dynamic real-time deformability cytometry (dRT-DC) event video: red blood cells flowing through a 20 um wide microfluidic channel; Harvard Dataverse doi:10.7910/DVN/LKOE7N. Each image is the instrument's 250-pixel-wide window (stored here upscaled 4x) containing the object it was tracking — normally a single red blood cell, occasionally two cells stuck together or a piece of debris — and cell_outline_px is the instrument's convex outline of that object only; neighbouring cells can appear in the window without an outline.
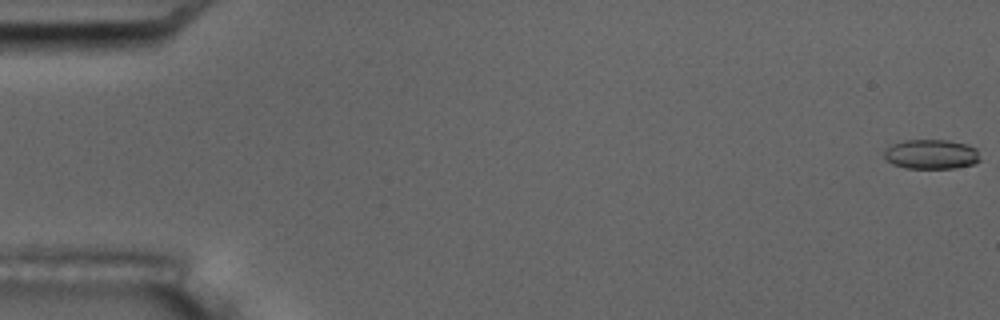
{"species": "common noctule bat (a hibernating species)", "species_latin": "Nyctalus noctula", "temperature_condition": "room temperature", "stored_images_in_passage": 6, "camera_frame_rate_fps": 3000, "um_per_image_px": 0.085, "animal": {"sex": "male", "body_mass_g": 17.5, "forearm_length_mm": 52.3}, "frame": {"image": 1, "passage_image": 1, "time_ms": 0.0, "image_size_px": [1000, 320], "cell_outline_px": [[980, 160], [976, 164], [952, 168], [904, 168], [892, 164], [884, 156], [884, 148], [892, 144], [904, 140], [948, 140], [968, 144], [976, 148]], "centroid_in_image_um": [79.15, 13.11], "position_along_channel_um": 5.8, "area_um2": 16.7}}
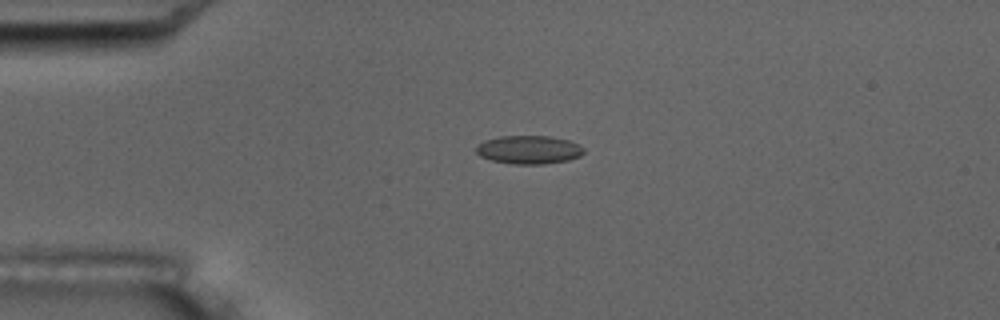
{"frame": {"image": 2, "passage_image": 5, "time_ms": 4.667, "image_size_px": [1000, 320], "cell_outline_px": [[584, 152], [580, 156], [568, 160], [544, 164], [512, 164], [492, 160], [480, 156], [476, 152], [476, 144], [484, 140], [500, 136], [552, 136], [568, 140], [580, 144], [584, 148]], "centroid_in_image_um": [44.95, 12.72], "position_along_channel_um": 40.0, "area_um2": 17.98}}